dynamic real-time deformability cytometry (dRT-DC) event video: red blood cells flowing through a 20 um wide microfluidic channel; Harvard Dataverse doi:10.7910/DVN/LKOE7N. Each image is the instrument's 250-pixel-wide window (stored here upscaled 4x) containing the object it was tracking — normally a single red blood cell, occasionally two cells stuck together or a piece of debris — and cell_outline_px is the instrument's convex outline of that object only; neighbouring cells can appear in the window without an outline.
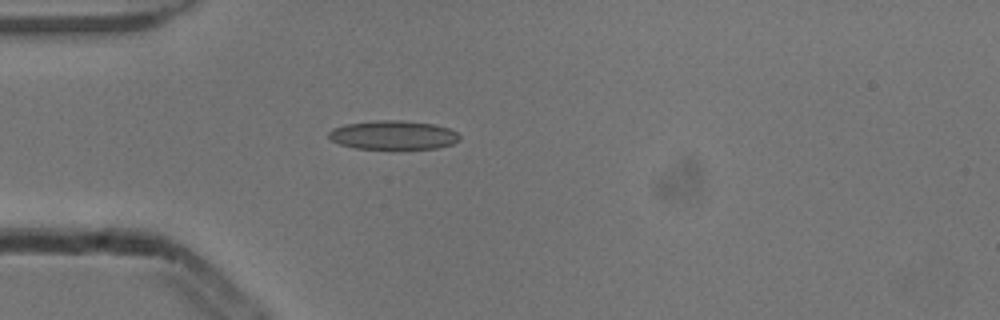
{"species": "common noctule bat (a hibernating species)", "species_latin": "Nyctalus noctula", "temperature_condition": "cold", "stored_images_in_passage": 39, "camera_frame_rate_fps": 3000, "um_per_image_px": 0.085, "animal": {"sex": "male", "body_mass_g": 13.3}, "frame": {"image": 1, "passage_image": 1, "time_ms": 0.0, "image_size_px": [1000, 320], "cell_outline_px": [[460, 140], [452, 144], [436, 148], [356, 148], [340, 144], [332, 140], [328, 136], [328, 132], [332, 128], [344, 124], [376, 120], [400, 120], [432, 124], [448, 128], [456, 132], [460, 136]], "centroid_in_image_um": [33.4, 11.47], "position_along_channel_um": 51.6, "area_um2": 21.85}}
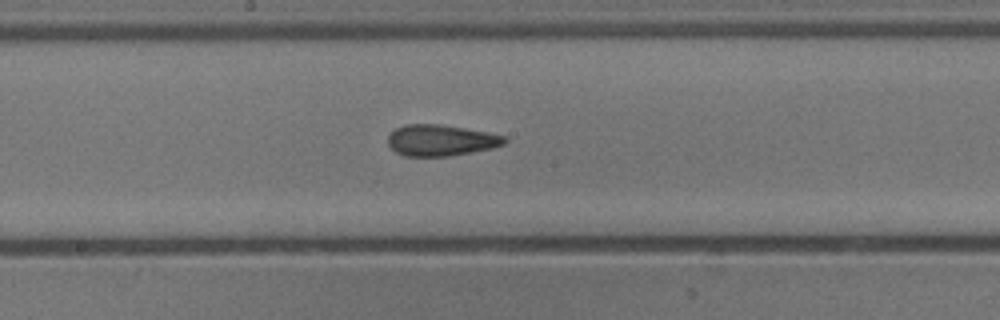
{"frame": {"image": 2, "passage_image": 14, "time_ms": 4.333, "image_size_px": [1000, 320], "cell_outline_px": [[508, 140], [504, 144], [492, 148], [472, 152], [448, 156], [404, 156], [396, 152], [388, 144], [388, 136], [396, 128], [404, 124], [440, 124], [488, 132], [504, 136]], "centroid_in_image_um": [37.47, 11.92], "position_along_channel_um": 210.7, "area_um2": 21.15}}
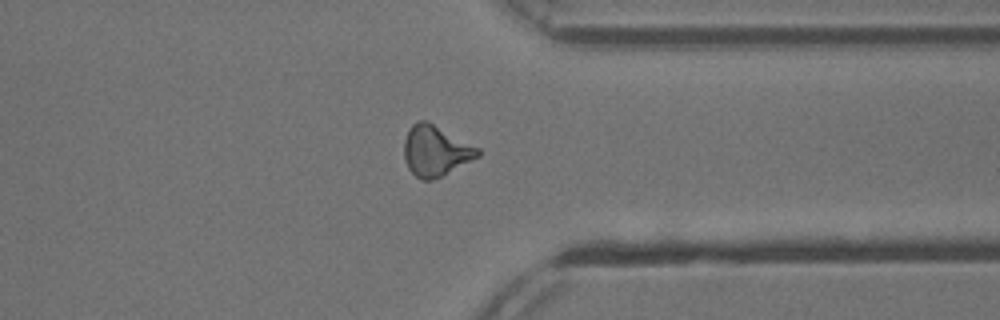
{"frame": {"image": 3, "passage_image": 27, "time_ms": 8.667, "image_size_px": [1000, 320], "cell_outline_px": [[480, 156], [432, 180], [424, 180], [416, 176], [408, 168], [404, 156], [404, 140], [408, 128], [412, 124], [420, 120], [428, 120], [480, 148]], "centroid_in_image_um": [37.02, 12.78], "position_along_channel_um": 374.4, "area_um2": 21.73}, "authors_computed_cell_mechanics": {"area_um2": 20.9236, "velocity_mm_per_s": 3.8802, "shape_relaxation_time_tau1_ms": 8.8758, "shape_relaxation_time_tau2_ms": 2.9856, "deformation_change_tau1": 0.1849, "deformation_change_tau2": 0.1105}}